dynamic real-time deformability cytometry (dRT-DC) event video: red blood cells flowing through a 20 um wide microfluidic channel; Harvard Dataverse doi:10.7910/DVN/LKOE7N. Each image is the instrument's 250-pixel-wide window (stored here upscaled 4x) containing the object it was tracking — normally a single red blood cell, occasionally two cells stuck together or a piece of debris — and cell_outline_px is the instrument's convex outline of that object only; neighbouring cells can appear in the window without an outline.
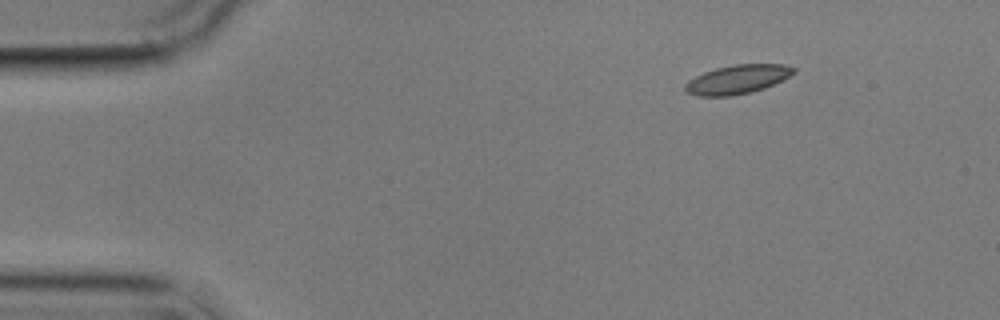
{"species": "common noctule bat (a hibernating species)", "species_latin": "Nyctalus noctula", "temperature_condition": "cold", "stored_images_in_passage": 2, "camera_frame_rate_fps": 3000, "um_per_image_px": 0.085, "animal": {"sex": "male", "body_mass_g": 17.9}, "frame": {"image": 1, "passage_image": 1, "time_ms": 0.0, "image_size_px": [1000, 320], "cell_outline_px": [[796, 72], [764, 88], [752, 92], [732, 96], [696, 96], [688, 92], [684, 88], [684, 84], [688, 80], [704, 72], [716, 68], [736, 64], [784, 64], [796, 68]], "centroid_in_image_um": [62.66, 6.75], "position_along_channel_um": 22.3, "area_um2": 18.21}}